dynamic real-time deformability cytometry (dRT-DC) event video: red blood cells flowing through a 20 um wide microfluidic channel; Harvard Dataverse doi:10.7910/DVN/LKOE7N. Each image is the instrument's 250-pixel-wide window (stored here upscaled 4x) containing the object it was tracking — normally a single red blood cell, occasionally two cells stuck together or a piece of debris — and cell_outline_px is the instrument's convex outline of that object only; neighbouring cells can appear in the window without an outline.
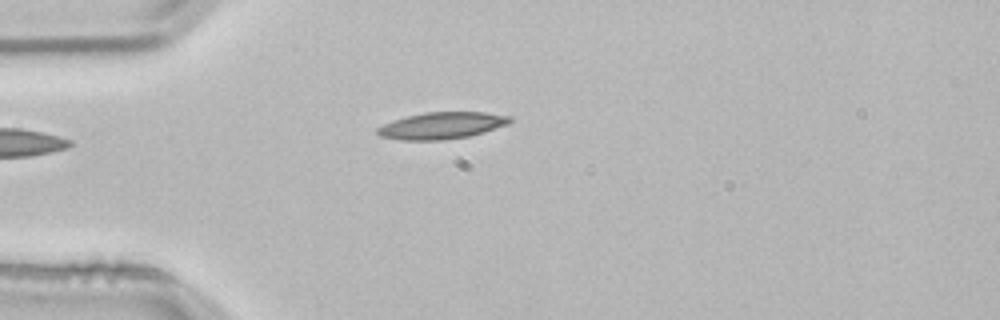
{"species": "common noctule bat (a hibernating species)", "species_latin": "Nyctalus noctula", "temperature_condition": "room temperature", "stored_images_in_passage": 1, "camera_frame_rate_fps": 3000, "um_per_image_px": 0.085, "animal": {"sex": "male", "body_mass_g": 21.5, "forearm_length_mm": 52.0}, "frame": {"image": 1, "passage_image": 1, "time_ms": 0.0, "image_size_px": [1000, 320], "cell_outline_px": [[512, 120], [508, 124], [484, 132], [468, 136], [444, 140], [400, 140], [380, 136], [376, 132], [376, 128], [392, 120], [424, 112], [484, 112], [512, 116]], "centroid_in_image_um": [37.55, 10.67], "position_along_channel_um": 47.5, "area_um2": 20.69}}